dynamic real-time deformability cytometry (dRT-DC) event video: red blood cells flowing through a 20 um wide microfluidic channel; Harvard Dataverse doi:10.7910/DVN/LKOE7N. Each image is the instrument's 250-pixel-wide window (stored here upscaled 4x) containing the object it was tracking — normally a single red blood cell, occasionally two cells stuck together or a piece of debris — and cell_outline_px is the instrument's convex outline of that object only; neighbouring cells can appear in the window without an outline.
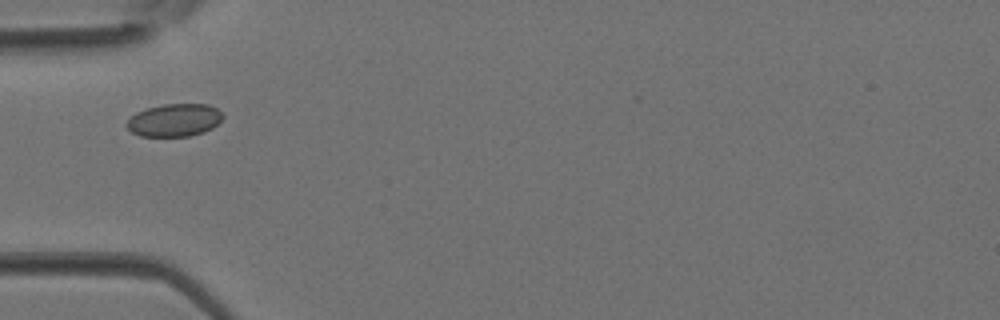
{"species": "Egyptian fruit bat (a non-hibernating species)", "species_latin": "Rousettus aegyptiacus", "temperature_condition": "room temperature", "stored_images_in_passage": 1, "camera_frame_rate_fps": 3000, "um_per_image_px": 0.085, "animal": {"sex": "female"}, "frame": {"image": 1, "passage_image": 1, "time_ms": 0.0, "image_size_px": [1000, 320], "cell_outline_px": [[224, 116], [212, 128], [204, 132], [188, 136], [140, 136], [132, 132], [124, 124], [136, 112], [148, 108], [164, 104], [208, 104], [216, 108]], "centroid_in_image_um": [14.81, 10.21], "position_along_channel_um": 70.2, "area_um2": 18.21}}